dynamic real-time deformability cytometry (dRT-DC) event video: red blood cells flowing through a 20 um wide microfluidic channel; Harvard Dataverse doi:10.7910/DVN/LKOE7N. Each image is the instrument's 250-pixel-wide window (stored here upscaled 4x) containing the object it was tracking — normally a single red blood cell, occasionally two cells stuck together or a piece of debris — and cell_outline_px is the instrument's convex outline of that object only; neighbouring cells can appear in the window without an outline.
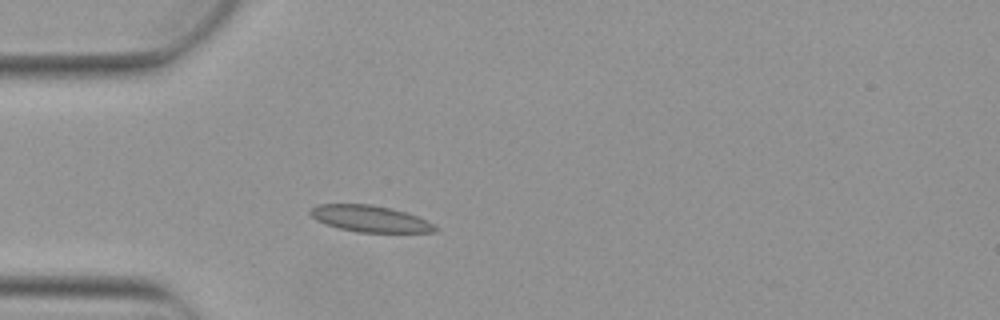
{"species": "Egyptian fruit bat (a non-hibernating species)", "species_latin": "Rousettus aegyptiacus", "temperature_condition": "warm", "stored_images_in_passage": 3, "camera_frame_rate_fps": 3000, "um_per_image_px": 0.085, "animal": {"sex": "female"}, "frame": {"image": 1, "passage_image": 3, "time_ms": 0.667, "image_size_px": [1000, 320], "cell_outline_px": [[440, 228], [436, 232], [356, 232], [340, 228], [316, 220], [308, 212], [308, 208], [316, 204], [368, 204], [392, 208], [416, 216]], "centroid_in_image_um": [31.41, 18.58], "position_along_channel_um": 53.6, "area_um2": 19.13}}